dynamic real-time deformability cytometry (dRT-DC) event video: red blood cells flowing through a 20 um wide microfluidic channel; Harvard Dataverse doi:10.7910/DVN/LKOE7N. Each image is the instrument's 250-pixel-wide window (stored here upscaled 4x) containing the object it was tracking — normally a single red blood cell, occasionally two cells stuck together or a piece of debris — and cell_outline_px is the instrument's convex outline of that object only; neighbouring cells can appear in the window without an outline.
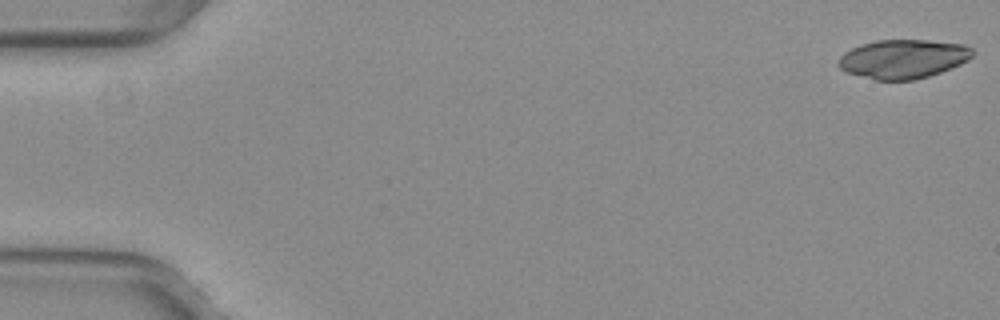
{"species": "common noctule bat (a hibernating species)", "species_latin": "Nyctalus noctula", "temperature_condition": "warm", "stored_images_in_passage": 11, "camera_frame_rate_fps": 3000, "um_per_image_px": 0.085, "animal": {"sex": "female", "body_mass_g": 29.2, "forearm_length_mm": 56.3}, "frame": {"image": 1, "passage_image": 1, "time_ms": 0.0, "image_size_px": [1000, 320], "cell_outline_px": [[976, 52], [968, 60], [960, 64], [940, 72], [928, 76], [912, 80], [876, 80], [844, 72], [836, 64], [836, 60], [844, 52], [860, 44], [876, 40], [928, 40], [964, 44], [972, 48]], "centroid_in_image_um": [76.74, 5.0], "position_along_channel_um": 8.3, "area_um2": 30.69}}